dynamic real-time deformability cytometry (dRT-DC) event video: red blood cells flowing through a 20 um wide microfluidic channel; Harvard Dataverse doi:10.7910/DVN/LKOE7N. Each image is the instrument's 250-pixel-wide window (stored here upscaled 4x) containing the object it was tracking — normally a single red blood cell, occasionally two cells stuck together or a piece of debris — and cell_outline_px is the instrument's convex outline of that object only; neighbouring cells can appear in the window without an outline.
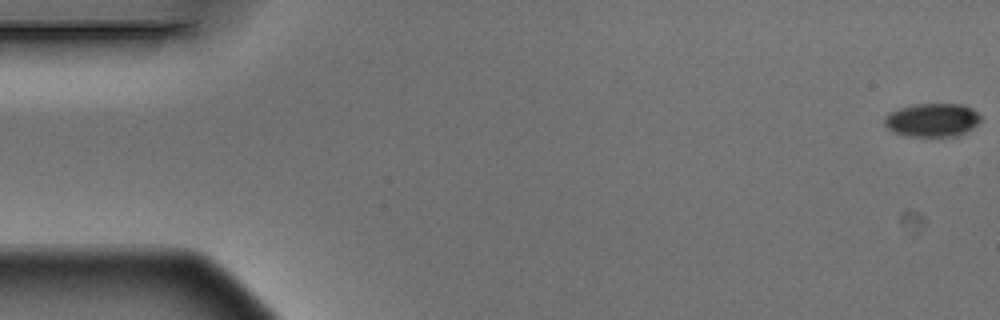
{"species": "Egyptian fruit bat (a non-hibernating species)", "species_latin": "Rousettus aegyptiacus", "temperature_condition": "warm", "stored_images_in_passage": 7, "camera_frame_rate_fps": 3000, "um_per_image_px": 0.085, "animal": {"sex": "male"}, "frame": {"image": 1, "passage_image": 1, "time_ms": 0.0, "image_size_px": [1000, 320], "cell_outline_px": [[980, 120], [972, 128], [956, 136], [908, 136], [892, 132], [884, 124], [884, 116], [888, 112], [912, 104], [964, 104], [972, 108], [980, 116]], "centroid_in_image_um": [79.2, 10.19], "position_along_channel_um": 5.8, "area_um2": 18.79}}
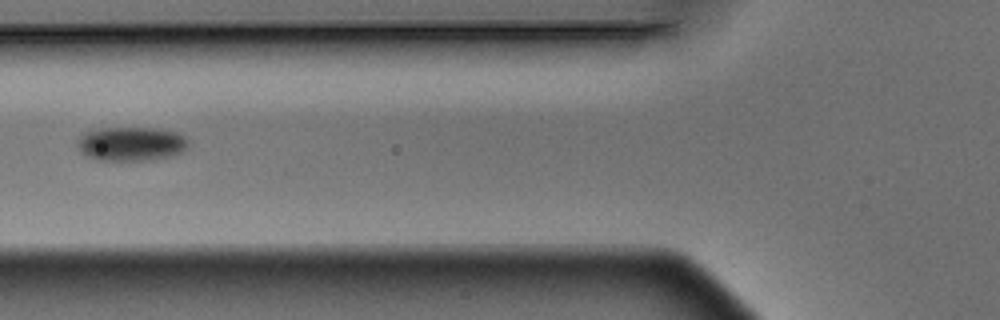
{"frame": {"image": 2, "passage_image": 7, "time_ms": 2.0, "image_size_px": [1000, 320], "cell_outline_px": [[188, 148], [184, 152], [172, 156], [148, 160], [96, 160], [80, 152], [76, 144], [80, 136], [84, 132], [100, 128], [160, 128], [176, 132], [184, 136], [188, 140]], "centroid_in_image_um": [11.16, 12.22], "position_along_channel_um": 114.6, "area_um2": 22.31}}